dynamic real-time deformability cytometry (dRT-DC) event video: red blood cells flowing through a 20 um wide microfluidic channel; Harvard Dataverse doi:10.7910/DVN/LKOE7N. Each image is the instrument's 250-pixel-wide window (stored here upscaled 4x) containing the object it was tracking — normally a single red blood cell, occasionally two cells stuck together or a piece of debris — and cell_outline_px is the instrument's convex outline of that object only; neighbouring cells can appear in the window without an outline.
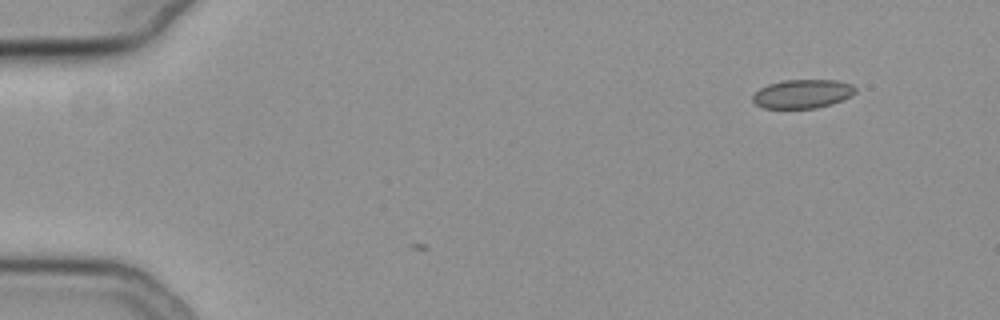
{"species": "common noctule bat (a hibernating species)", "species_latin": "Nyctalus noctula", "temperature_condition": "cold", "stored_images_in_passage": 3, "camera_frame_rate_fps": 3000, "um_per_image_px": 0.085, "animal": {"sex": "female", "body_mass_g": 19.3, "forearm_length_mm": 54.1}, "frame": {"image": 1, "passage_image": 1, "time_ms": 0.0, "image_size_px": [1000, 320], "cell_outline_px": [[856, 92], [852, 96], [816, 108], [764, 108], [756, 104], [752, 100], [752, 96], [760, 88], [768, 84], [784, 80], [836, 80], [852, 84], [856, 88]], "centroid_in_image_um": [68.21, 7.97], "position_along_channel_um": 16.8, "area_um2": 17.11}}